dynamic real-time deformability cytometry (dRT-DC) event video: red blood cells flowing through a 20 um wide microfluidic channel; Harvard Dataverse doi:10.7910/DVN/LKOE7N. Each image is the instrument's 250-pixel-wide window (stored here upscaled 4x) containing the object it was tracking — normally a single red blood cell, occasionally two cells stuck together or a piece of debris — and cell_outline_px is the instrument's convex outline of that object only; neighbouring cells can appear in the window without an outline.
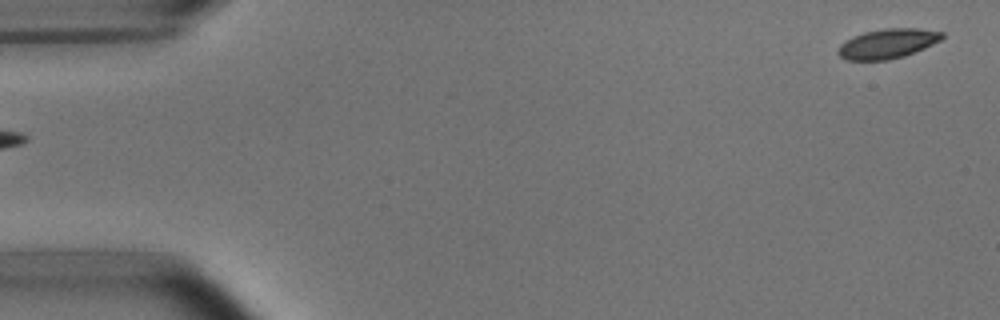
{"species": "common noctule bat (a hibernating species)", "species_latin": "Nyctalus noctula", "temperature_condition": "room temperature", "stored_images_in_passage": 5, "segment_of_instrument_passage": [2, 2], "camera_frame_rate_fps": 3000, "um_per_image_px": 0.085, "animal": {"sex": "male", "body_mass_g": 15.6}, "frame": {"image": 1, "passage_image": 5, "time_ms": 4.667, "image_size_px": [1000, 320], "cell_outline_px": [[944, 36], [940, 40], [924, 48], [904, 56], [888, 60], [844, 60], [836, 52], [840, 44], [844, 40], [852, 36], [864, 32], [884, 28], [920, 28], [944, 32]], "centroid_in_image_um": [75.41, 3.7], "position_along_channel_um": 9.6, "area_um2": 18.15}}